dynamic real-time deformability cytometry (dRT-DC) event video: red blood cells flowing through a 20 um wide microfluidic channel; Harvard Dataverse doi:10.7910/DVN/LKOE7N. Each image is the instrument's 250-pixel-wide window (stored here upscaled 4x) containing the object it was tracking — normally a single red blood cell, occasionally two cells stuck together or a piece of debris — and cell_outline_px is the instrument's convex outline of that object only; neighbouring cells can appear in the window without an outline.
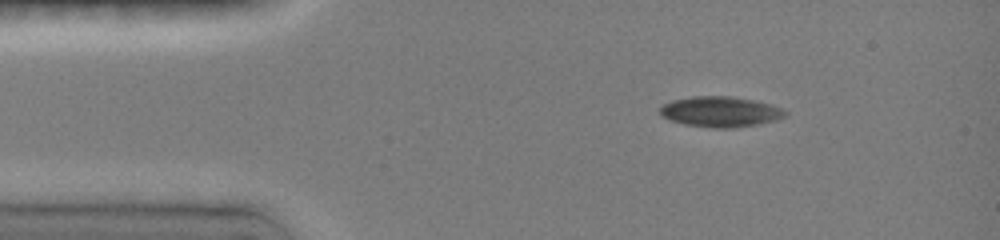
{"species": "common noctule bat (a hibernating species)", "species_latin": "Nyctalus noctula", "temperature_condition": "room temperature", "stored_images_in_passage": 32, "camera_frame_rate_fps": 3000, "um_per_image_px": 0.085, "animal": {"sex": "female", "body_mass_g": 19.0, "forearm_length_mm": 51.5}, "frame": {"image": 1, "passage_image": 1, "time_ms": 0.0, "image_size_px": [1000, 240], "cell_outline_px": [[788, 112], [784, 116], [776, 120], [756, 124], [732, 128], [712, 128], [684, 124], [672, 120], [664, 116], [660, 112], [660, 104], [672, 100], [692, 96], [732, 96], [772, 104]], "centroid_in_image_um": [61.22, 9.49], "position_along_channel_um": 23.8, "area_um2": 22.14}}
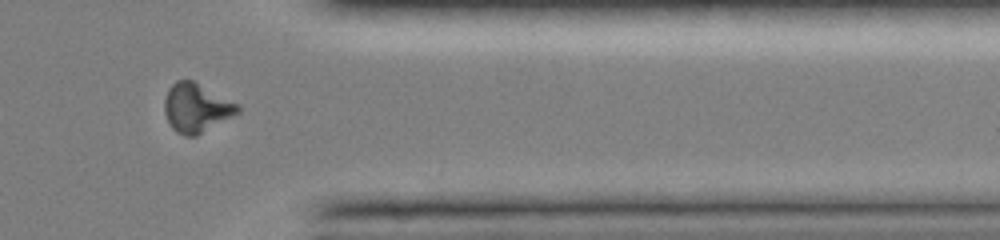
{"frame": {"image": 2, "passage_image": 23, "time_ms": 10.667, "image_size_px": [1000, 240], "cell_outline_px": [[240, 112], [196, 136], [184, 136], [176, 132], [172, 128], [164, 112], [164, 100], [168, 88], [176, 80], [192, 80], [240, 104]], "centroid_in_image_um": [16.69, 9.16], "position_along_channel_um": 394.7, "area_um2": 20.92}}
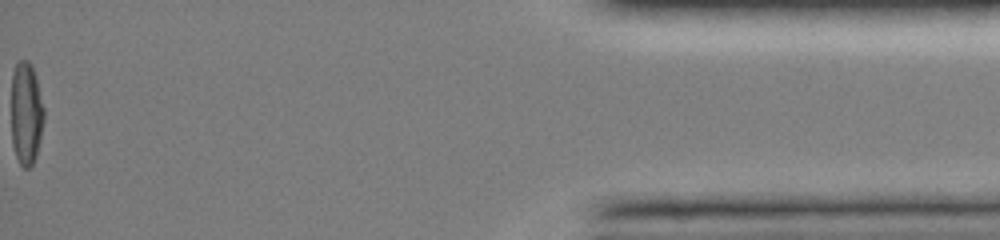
{"frame": {"image": 3, "passage_image": 32, "time_ms": 13.667, "image_size_px": [1000, 240], "cell_outline_px": [[44, 120], [36, 156], [32, 164], [28, 168], [24, 168], [20, 164], [16, 156], [12, 144], [12, 72], [16, 64], [20, 60], [28, 60], [32, 64], [44, 108]], "centroid_in_image_um": [2.22, 9.63], "position_along_channel_um": 433.0, "area_um2": 19.54}, "authors_computed_cell_mechanics": {"area_um2": 21.0392, "velocity_mm_per_s": 4.007, "shape_relaxation_time_tau1_ms": null, "shape_relaxation_time_tau2_ms": 8.0743, "deformation_change_tau1": null, "deformation_change_tau2": 0.085}}